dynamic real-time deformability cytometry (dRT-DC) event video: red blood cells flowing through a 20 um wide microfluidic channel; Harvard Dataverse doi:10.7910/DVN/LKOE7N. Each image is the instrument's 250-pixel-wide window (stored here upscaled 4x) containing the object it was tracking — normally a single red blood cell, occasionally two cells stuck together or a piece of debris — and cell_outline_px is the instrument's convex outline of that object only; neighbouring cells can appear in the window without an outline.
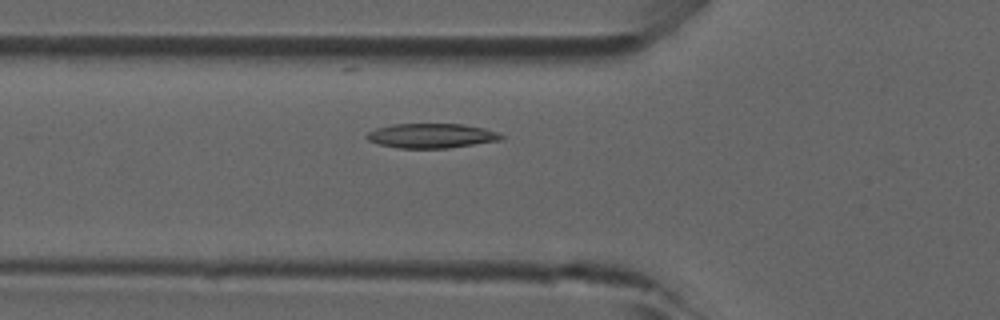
{"species": "common noctule bat (a hibernating species)", "species_latin": "Nyctalus noctula", "temperature_condition": "room temperature", "stored_images_in_passage": 44, "camera_frame_rate_fps": 3000, "um_per_image_px": 0.085, "animal": {"sex": "male", "forearm_length_mm": 52.5}, "frame": {"image": 1, "passage_image": 13, "time_ms": 4.0, "image_size_px": [1000, 320], "cell_outline_px": [[504, 136], [500, 140], [448, 148], [400, 148], [380, 144], [368, 140], [364, 136], [368, 132], [376, 128], [392, 124], [464, 124], [484, 128], [496, 132]], "centroid_in_image_um": [36.65, 11.53], "position_along_channel_um": 89.2, "area_um2": 19.13}}